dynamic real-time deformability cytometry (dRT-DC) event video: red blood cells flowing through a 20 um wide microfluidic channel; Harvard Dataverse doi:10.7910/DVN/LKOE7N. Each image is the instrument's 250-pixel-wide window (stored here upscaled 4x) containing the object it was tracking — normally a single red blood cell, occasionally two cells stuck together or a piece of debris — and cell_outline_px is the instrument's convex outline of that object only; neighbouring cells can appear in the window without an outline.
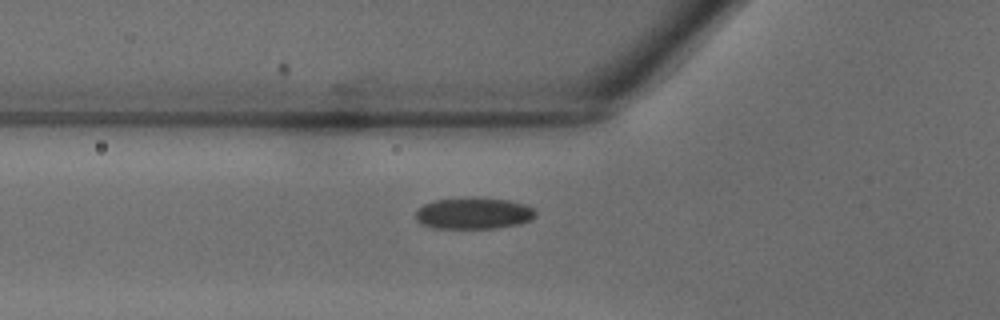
{"species": "common noctule bat (a hibernating species)", "species_latin": "Nyctalus noctula", "temperature_condition": "warm", "stored_images_in_passage": 27, "camera_frame_rate_fps": 3000, "um_per_image_px": 0.085, "animal": {"sex": "male", "body_mass_g": 18.8}, "frame": {"image": 1, "passage_image": 2, "time_ms": 0.333, "image_size_px": [1000, 320], "cell_outline_px": [[536, 216], [532, 220], [516, 224], [496, 228], [432, 228], [420, 224], [416, 220], [416, 212], [424, 204], [436, 200], [464, 196], [508, 200], [524, 204], [532, 208], [536, 212]], "centroid_in_image_um": [40.24, 18.12], "position_along_channel_um": 85.6, "area_um2": 22.2}}
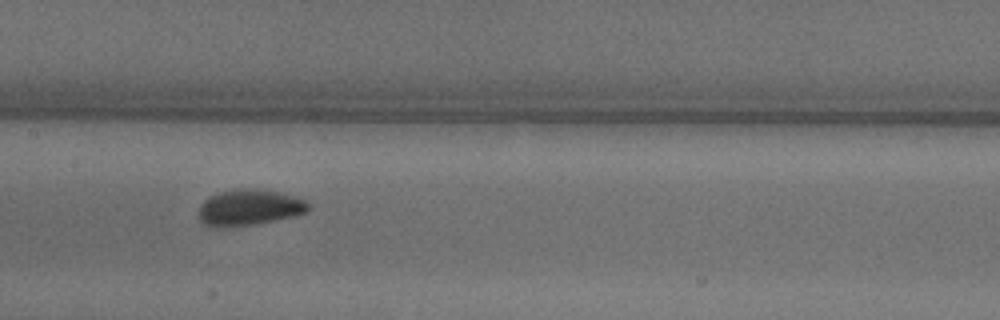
{"frame": {"image": 2, "passage_image": 8, "time_ms": 2.333, "image_size_px": [1000, 320], "cell_outline_px": [[308, 208], [304, 212], [296, 216], [256, 224], [224, 228], [212, 228], [204, 224], [200, 220], [200, 204], [208, 196], [220, 192], [276, 192], [308, 200]], "centroid_in_image_um": [21.15, 17.72], "position_along_channel_um": 186.2, "area_um2": 22.14}}
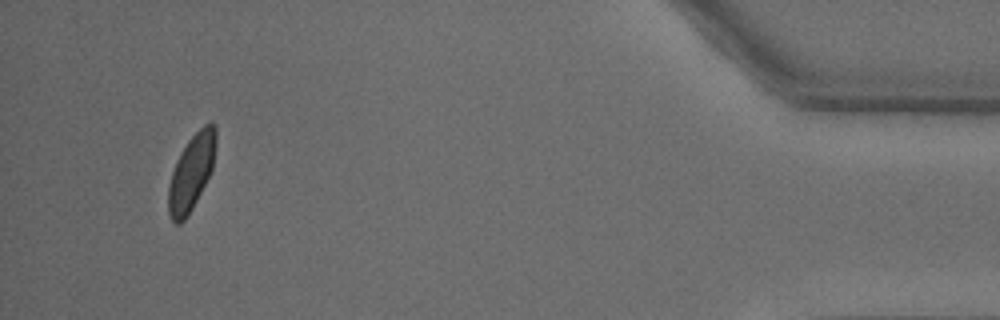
{"frame": {"image": 3, "passage_image": 26, "time_ms": 8.333, "image_size_px": [1000, 320], "cell_outline_px": [[216, 144], [212, 168], [188, 216], [180, 224], [176, 224], [168, 216], [168, 184], [176, 160], [180, 152], [188, 140], [204, 124], [212, 120], [216, 124]], "centroid_in_image_um": [16.26, 14.62], "position_along_channel_um": 418.9, "area_um2": 20.98}}